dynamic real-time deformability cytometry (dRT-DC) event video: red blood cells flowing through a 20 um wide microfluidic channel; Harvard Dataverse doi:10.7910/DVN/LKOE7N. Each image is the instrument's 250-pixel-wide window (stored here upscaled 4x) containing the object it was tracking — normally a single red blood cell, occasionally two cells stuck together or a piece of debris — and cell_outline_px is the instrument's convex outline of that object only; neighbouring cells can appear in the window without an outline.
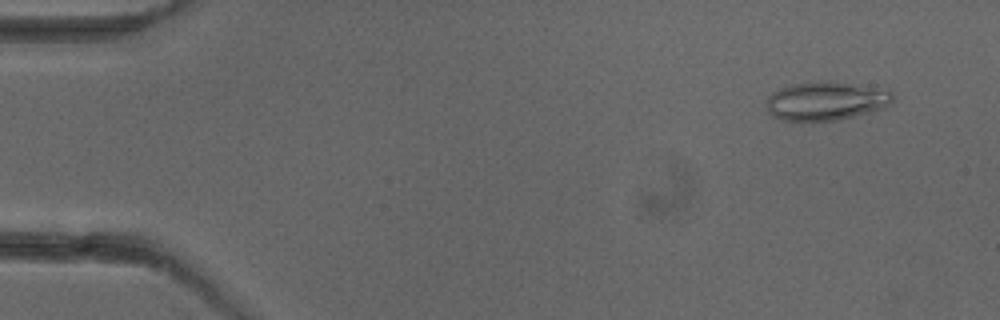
{"species": "common noctule bat (a hibernating species)", "species_latin": "Nyctalus noctula", "temperature_condition": "cold", "stored_images_in_passage": 4, "camera_frame_rate_fps": 3000, "um_per_image_px": 0.085, "animal": {"sex": "female"}, "frame": {"image": 1, "passage_image": 1, "time_ms": 0.0, "image_size_px": [1000, 320], "cell_outline_px": [[892, 100], [884, 108], [836, 120], [800, 124], [780, 120], [772, 116], [764, 108], [768, 96], [772, 92], [780, 88], [792, 84], [828, 80], [892, 88]], "centroid_in_image_um": [70.17, 8.6], "position_along_channel_um": 14.8, "area_um2": 29.71}}